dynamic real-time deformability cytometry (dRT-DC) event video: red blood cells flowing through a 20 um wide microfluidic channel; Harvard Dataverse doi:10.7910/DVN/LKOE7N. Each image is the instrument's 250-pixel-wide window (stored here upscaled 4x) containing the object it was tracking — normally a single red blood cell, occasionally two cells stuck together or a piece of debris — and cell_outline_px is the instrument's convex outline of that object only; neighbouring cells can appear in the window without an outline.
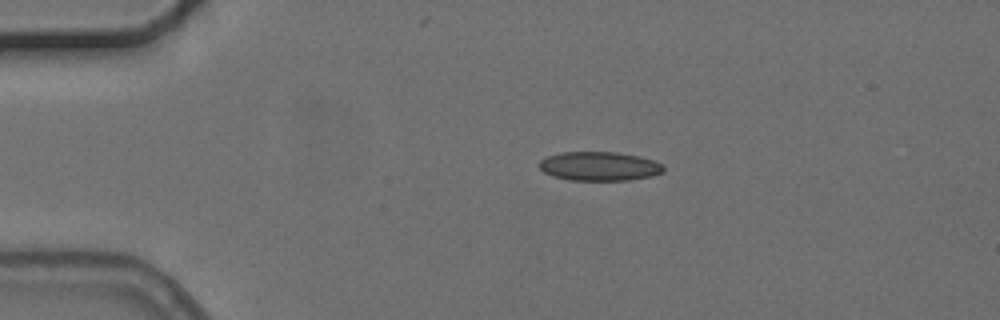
{"species": "common noctule bat (a hibernating species)", "species_latin": "Nyctalus noctula", "temperature_condition": "cold", "stored_images_in_passage": 3, "camera_frame_rate_fps": 3000, "um_per_image_px": 0.085, "animal": {"sex": "female", "body_mass_g": 24.6, "forearm_length_mm": 56.2}, "frame": {"image": 1, "passage_image": 1, "time_ms": 0.0, "image_size_px": [1000, 320], "cell_outline_px": [[664, 172], [652, 176], [628, 180], [568, 180], [552, 176], [544, 172], [536, 164], [540, 160], [548, 156], [560, 152], [616, 152], [640, 156], [656, 160], [664, 164]], "centroid_in_image_um": [50.96, 14.12], "position_along_channel_um": 34.0, "area_um2": 21.33}}
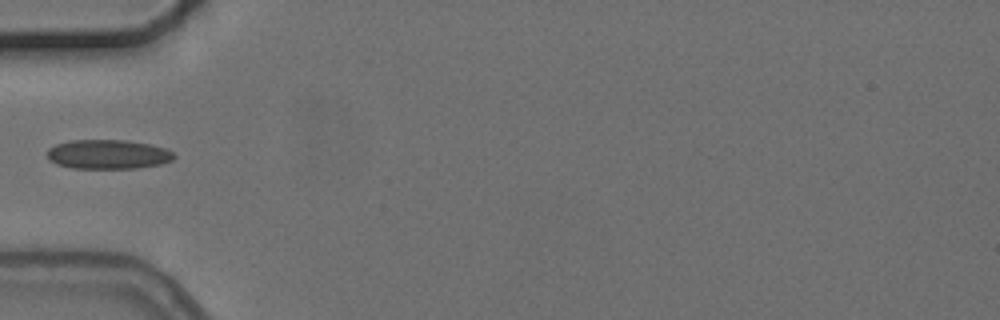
{"frame": {"image": 2, "passage_image": 3, "time_ms": 2.333, "image_size_px": [1000, 320], "cell_outline_px": [[176, 156], [172, 160], [160, 164], [136, 168], [72, 168], [56, 164], [48, 160], [48, 148], [56, 144], [72, 140], [124, 140], [148, 144], [164, 148], [172, 152]], "centroid_in_image_um": [9.15, 13.12], "position_along_channel_um": 75.8, "area_um2": 21.56}}